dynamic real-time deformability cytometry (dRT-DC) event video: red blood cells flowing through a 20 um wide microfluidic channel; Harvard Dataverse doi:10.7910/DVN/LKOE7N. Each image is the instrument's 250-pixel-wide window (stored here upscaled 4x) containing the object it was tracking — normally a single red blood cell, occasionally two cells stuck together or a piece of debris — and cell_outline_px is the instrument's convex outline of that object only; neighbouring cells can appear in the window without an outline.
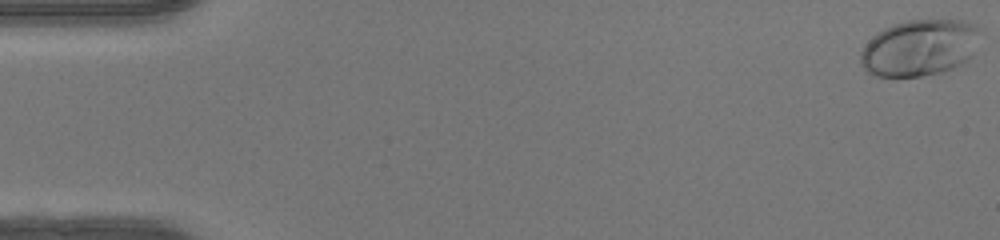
{"species": "human", "species_latin": "Homo sapiens", "temperature_condition": "warm", "stored_images_in_passage": 50, "camera_frame_rate_fps": 3000, "um_per_image_px": 0.085, "donor": {"sex": "female"}, "frame": {"image": 1, "passage_image": 1, "time_ms": 0.0, "image_size_px": [1000, 240], "cell_outline_px": [[984, 28], [972, 56], [960, 64], [952, 68], [940, 72], [920, 76], [872, 76], [864, 72], [860, 64], [860, 52], [868, 40], [876, 32], [892, 24], [908, 20], [964, 20], [976, 24]], "centroid_in_image_um": [78.16, 4.04], "position_along_channel_um": 6.8, "area_um2": 40.0}}
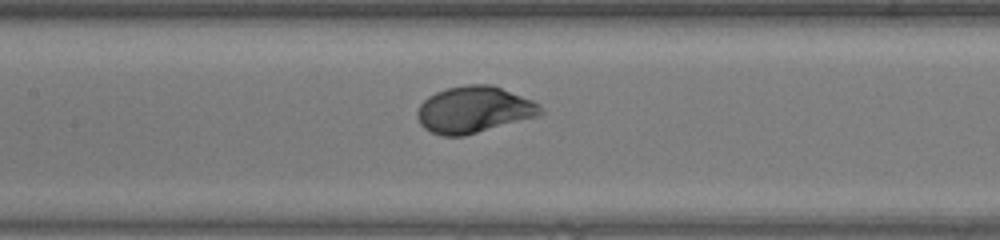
{"frame": {"image": 2, "passage_image": 24, "time_ms": 7.667, "image_size_px": [1000, 240], "cell_outline_px": [[544, 112], [540, 116], [464, 136], [440, 136], [424, 128], [420, 124], [416, 116], [416, 112], [420, 104], [428, 96], [436, 92], [448, 88], [464, 84], [492, 84], [532, 100], [540, 104]], "centroid_in_image_um": [40.29, 9.33], "position_along_channel_um": 167.1, "area_um2": 33.76}}
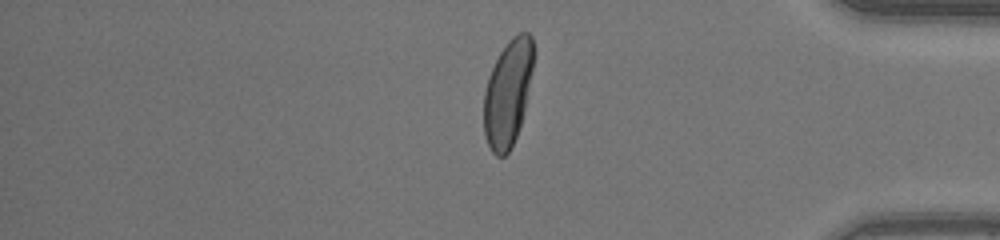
{"frame": {"image": 3, "passage_image": 42, "time_ms": 13.667, "image_size_px": [1000, 240], "cell_outline_px": [[536, 52], [524, 108], [520, 124], [516, 136], [508, 152], [504, 156], [496, 156], [492, 152], [484, 136], [484, 92], [488, 76], [500, 52], [508, 40], [512, 36], [520, 32], [528, 32], [532, 36]], "centroid_in_image_um": [43.17, 7.85], "position_along_channel_um": 392.0, "area_um2": 30.81}, "authors_computed_cell_mechanics": {"area_um2": 32.5414, "velocity_mm_per_s": 4.1879, "shape_relaxation_time_tau1_ms": 2.1175, "shape_relaxation_time_tau2_ms": null, "deformation_change_tau1": 0.1678, "deformation_change_tau2": null}}